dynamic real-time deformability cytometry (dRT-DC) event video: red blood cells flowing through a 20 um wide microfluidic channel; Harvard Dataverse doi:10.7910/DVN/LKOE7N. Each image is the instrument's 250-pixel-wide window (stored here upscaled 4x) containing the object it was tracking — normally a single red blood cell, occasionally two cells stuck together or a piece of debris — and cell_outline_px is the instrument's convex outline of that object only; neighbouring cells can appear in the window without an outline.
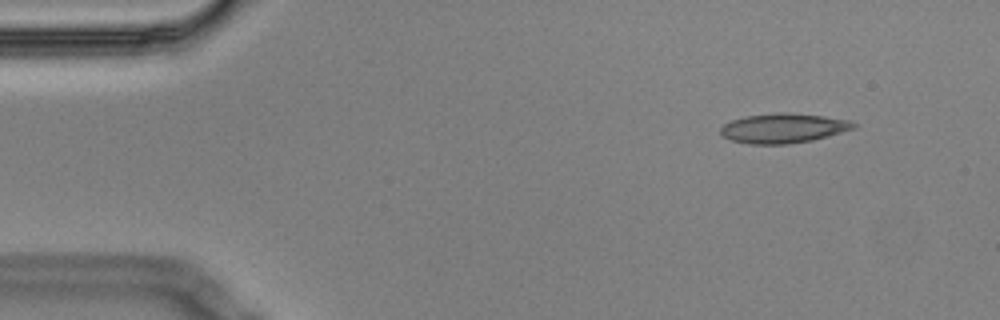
{"species": "Egyptian fruit bat (a non-hibernating species)", "species_latin": "Rousettus aegyptiacus", "temperature_condition": "cold", "stored_images_in_passage": 4, "camera_frame_rate_fps": 3000, "um_per_image_px": 0.085, "animal": {"sex": "male"}, "frame": {"image": 1, "passage_image": 1, "time_ms": 0.0, "image_size_px": [1000, 320], "cell_outline_px": [[856, 128], [828, 136], [812, 140], [788, 144], [748, 144], [732, 140], [724, 136], [720, 132], [720, 128], [724, 124], [732, 120], [744, 116], [780, 112], [788, 112], [824, 116], [848, 120], [856, 124]], "centroid_in_image_um": [66.58, 10.89], "position_along_channel_um": 18.4, "area_um2": 22.95}}
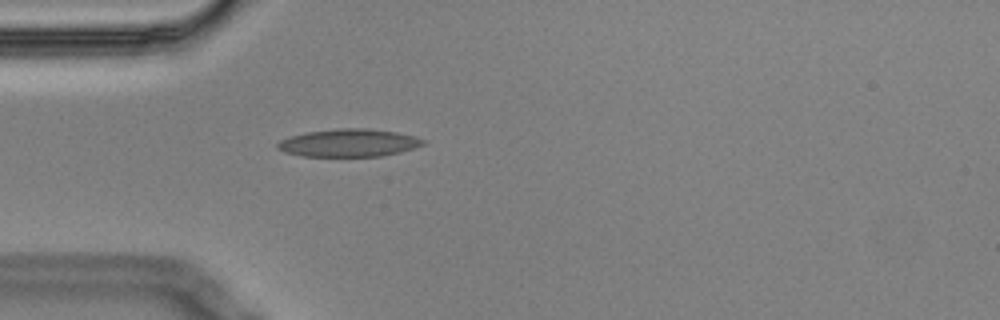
{"frame": {"image": 2, "passage_image": 4, "time_ms": 1.0, "image_size_px": [1000, 320], "cell_outline_px": [[428, 140], [424, 144], [400, 152], [380, 156], [300, 156], [284, 152], [276, 148], [276, 144], [280, 140], [288, 136], [308, 132], [340, 128], [368, 128], [396, 132], [416, 136]], "centroid_in_image_um": [29.64, 12.14], "position_along_channel_um": 55.4, "area_um2": 23.64}}